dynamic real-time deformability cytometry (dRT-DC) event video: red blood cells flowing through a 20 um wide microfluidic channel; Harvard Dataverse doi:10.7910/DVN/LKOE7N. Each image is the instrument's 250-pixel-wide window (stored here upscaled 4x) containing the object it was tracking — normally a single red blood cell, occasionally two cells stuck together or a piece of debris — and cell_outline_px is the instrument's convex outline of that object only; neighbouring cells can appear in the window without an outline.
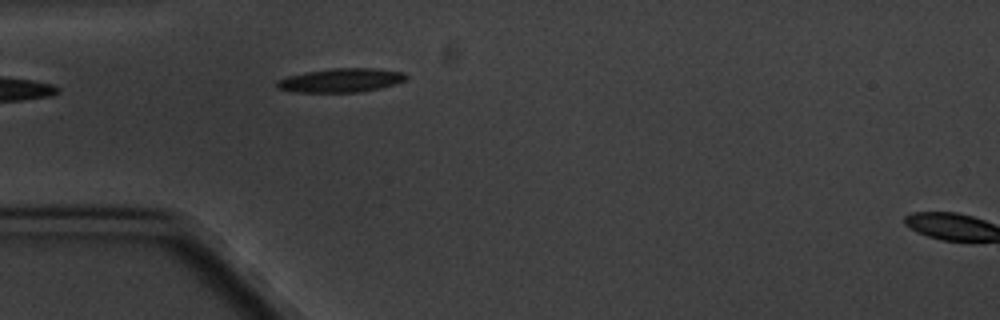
{"species": "common noctule bat (a hibernating species)", "species_latin": "Nyctalus noctula", "temperature_condition": "cold", "stored_images_in_passage": 2, "segment_of_instrument_passage": [1, 2], "camera_frame_rate_fps": 3000, "um_per_image_px": 0.085, "animal": {"sex": "male", "body_mass_g": 20.1, "forearm_length_mm": 53.5}, "frame": {"image": 1, "passage_image": 1, "time_ms": 0.0, "image_size_px": [1000, 320], "cell_outline_px": [[408, 76], [404, 80], [396, 84], [380, 88], [360, 92], [296, 92], [276, 88], [276, 80], [288, 76], [304, 72], [332, 68], [380, 68], [404, 72]], "centroid_in_image_um": [28.99, 6.82], "position_along_channel_um": 56.0, "area_um2": 18.15}}